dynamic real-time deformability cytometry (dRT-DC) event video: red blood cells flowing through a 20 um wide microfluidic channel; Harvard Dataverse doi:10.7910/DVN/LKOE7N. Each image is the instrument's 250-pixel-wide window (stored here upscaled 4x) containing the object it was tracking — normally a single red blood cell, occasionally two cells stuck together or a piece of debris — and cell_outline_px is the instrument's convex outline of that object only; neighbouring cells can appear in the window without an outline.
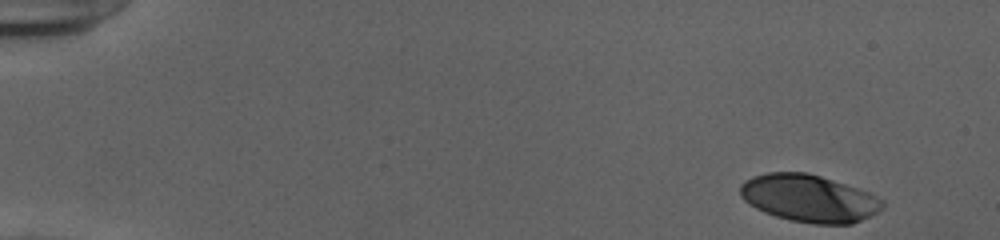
{"species": "human", "species_latin": "Homo sapiens", "temperature_condition": "cold", "stored_images_in_passage": 43, "camera_frame_rate_fps": 3000, "um_per_image_px": 0.085, "donor": {"sex": "female"}, "frame": {"image": 1, "passage_image": 1, "time_ms": 0.0, "image_size_px": [1000, 240], "cell_outline_px": [[884, 208], [852, 224], [812, 224], [788, 220], [764, 212], [748, 204], [740, 196], [740, 184], [744, 180], [752, 176], [768, 172], [808, 172], [868, 192], [884, 200]], "centroid_in_image_um": [68.73, 16.86], "position_along_channel_um": 16.3, "area_um2": 39.3}}
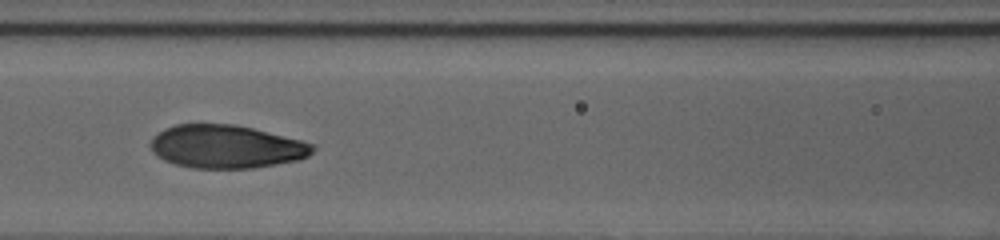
{"frame": {"image": 2, "passage_image": 22, "time_ms": 7.0, "image_size_px": [1000, 240], "cell_outline_px": [[316, 148], [308, 156], [300, 160], [252, 168], [192, 168], [172, 164], [164, 160], [152, 152], [148, 144], [152, 136], [164, 128], [176, 124], [236, 124], [316, 144]], "centroid_in_image_um": [19.19, 12.46], "position_along_channel_um": 147.4, "area_um2": 41.15}}
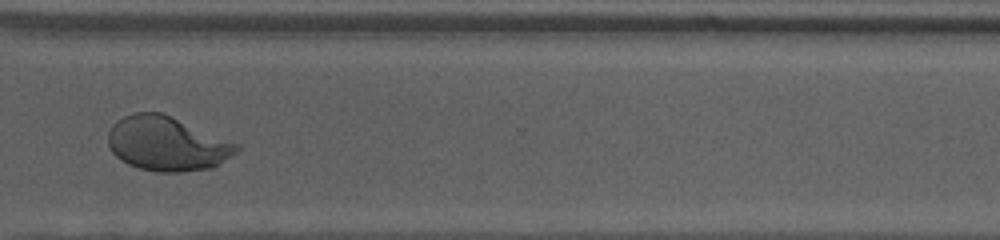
{"frame": {"image": 3, "passage_image": 38, "time_ms": 12.333, "image_size_px": [1000, 240], "cell_outline_px": [[240, 148], [236, 152], [212, 168], [180, 172], [156, 172], [140, 168], [128, 164], [116, 156], [112, 152], [108, 144], [108, 132], [112, 124], [116, 120], [124, 116], [136, 112], [160, 112], [240, 144]], "centroid_in_image_um": [14.17, 12.21], "position_along_channel_um": 356.4, "area_um2": 40.52}, "authors_computed_cell_mechanics": {"area_um2": 39.882, "velocity_mm_per_s": 3.9286, "shape_relaxation_time_tau1_ms": 6.0153, "shape_relaxation_time_tau2_ms": null, "deformation_change_tau1": 0.2558, "deformation_change_tau2": null}}